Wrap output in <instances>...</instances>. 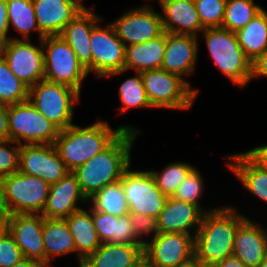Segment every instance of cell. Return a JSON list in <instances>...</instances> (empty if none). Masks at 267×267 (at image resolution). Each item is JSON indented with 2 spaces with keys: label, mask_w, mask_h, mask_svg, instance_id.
<instances>
[{
  "label": "cell",
  "mask_w": 267,
  "mask_h": 267,
  "mask_svg": "<svg viewBox=\"0 0 267 267\" xmlns=\"http://www.w3.org/2000/svg\"><path fill=\"white\" fill-rule=\"evenodd\" d=\"M157 3L163 11L160 15L164 32L198 37L204 30L194 1L159 0Z\"/></svg>",
  "instance_id": "obj_23"
},
{
  "label": "cell",
  "mask_w": 267,
  "mask_h": 267,
  "mask_svg": "<svg viewBox=\"0 0 267 267\" xmlns=\"http://www.w3.org/2000/svg\"><path fill=\"white\" fill-rule=\"evenodd\" d=\"M177 267H208L204 265L195 255L188 261L181 263Z\"/></svg>",
  "instance_id": "obj_49"
},
{
  "label": "cell",
  "mask_w": 267,
  "mask_h": 267,
  "mask_svg": "<svg viewBox=\"0 0 267 267\" xmlns=\"http://www.w3.org/2000/svg\"><path fill=\"white\" fill-rule=\"evenodd\" d=\"M165 47L166 32L145 43L126 46L125 70L110 73L106 77L120 75L130 70L142 72L145 70L161 69Z\"/></svg>",
  "instance_id": "obj_24"
},
{
  "label": "cell",
  "mask_w": 267,
  "mask_h": 267,
  "mask_svg": "<svg viewBox=\"0 0 267 267\" xmlns=\"http://www.w3.org/2000/svg\"><path fill=\"white\" fill-rule=\"evenodd\" d=\"M198 37L166 32L165 54L161 69L183 76H190L198 57Z\"/></svg>",
  "instance_id": "obj_20"
},
{
  "label": "cell",
  "mask_w": 267,
  "mask_h": 267,
  "mask_svg": "<svg viewBox=\"0 0 267 267\" xmlns=\"http://www.w3.org/2000/svg\"><path fill=\"white\" fill-rule=\"evenodd\" d=\"M90 43L92 72L98 78L125 70L126 46L117 36L111 22L105 27L98 23L91 31Z\"/></svg>",
  "instance_id": "obj_12"
},
{
  "label": "cell",
  "mask_w": 267,
  "mask_h": 267,
  "mask_svg": "<svg viewBox=\"0 0 267 267\" xmlns=\"http://www.w3.org/2000/svg\"><path fill=\"white\" fill-rule=\"evenodd\" d=\"M235 33L242 50L253 62L267 50V11L263 9Z\"/></svg>",
  "instance_id": "obj_30"
},
{
  "label": "cell",
  "mask_w": 267,
  "mask_h": 267,
  "mask_svg": "<svg viewBox=\"0 0 267 267\" xmlns=\"http://www.w3.org/2000/svg\"><path fill=\"white\" fill-rule=\"evenodd\" d=\"M10 267H43L38 262L28 259L22 258L19 262L13 264Z\"/></svg>",
  "instance_id": "obj_48"
},
{
  "label": "cell",
  "mask_w": 267,
  "mask_h": 267,
  "mask_svg": "<svg viewBox=\"0 0 267 267\" xmlns=\"http://www.w3.org/2000/svg\"><path fill=\"white\" fill-rule=\"evenodd\" d=\"M256 77H267V50L252 62L251 81Z\"/></svg>",
  "instance_id": "obj_44"
},
{
  "label": "cell",
  "mask_w": 267,
  "mask_h": 267,
  "mask_svg": "<svg viewBox=\"0 0 267 267\" xmlns=\"http://www.w3.org/2000/svg\"><path fill=\"white\" fill-rule=\"evenodd\" d=\"M38 28L44 36L60 35L86 6L78 0H32Z\"/></svg>",
  "instance_id": "obj_19"
},
{
  "label": "cell",
  "mask_w": 267,
  "mask_h": 267,
  "mask_svg": "<svg viewBox=\"0 0 267 267\" xmlns=\"http://www.w3.org/2000/svg\"><path fill=\"white\" fill-rule=\"evenodd\" d=\"M194 165L183 162H173L164 167L162 171L150 170L157 187L167 196L172 197L178 186L187 177Z\"/></svg>",
  "instance_id": "obj_36"
},
{
  "label": "cell",
  "mask_w": 267,
  "mask_h": 267,
  "mask_svg": "<svg viewBox=\"0 0 267 267\" xmlns=\"http://www.w3.org/2000/svg\"><path fill=\"white\" fill-rule=\"evenodd\" d=\"M10 140L24 144H54L60 129L47 120L29 100L8 105Z\"/></svg>",
  "instance_id": "obj_8"
},
{
  "label": "cell",
  "mask_w": 267,
  "mask_h": 267,
  "mask_svg": "<svg viewBox=\"0 0 267 267\" xmlns=\"http://www.w3.org/2000/svg\"><path fill=\"white\" fill-rule=\"evenodd\" d=\"M202 32L216 67L233 84L245 88L251 82L252 62L239 45L236 33L223 27L205 28Z\"/></svg>",
  "instance_id": "obj_4"
},
{
  "label": "cell",
  "mask_w": 267,
  "mask_h": 267,
  "mask_svg": "<svg viewBox=\"0 0 267 267\" xmlns=\"http://www.w3.org/2000/svg\"><path fill=\"white\" fill-rule=\"evenodd\" d=\"M9 145L11 146L8 148ZM19 155L20 145L18 143L11 140L0 142V179L18 171Z\"/></svg>",
  "instance_id": "obj_39"
},
{
  "label": "cell",
  "mask_w": 267,
  "mask_h": 267,
  "mask_svg": "<svg viewBox=\"0 0 267 267\" xmlns=\"http://www.w3.org/2000/svg\"><path fill=\"white\" fill-rule=\"evenodd\" d=\"M81 94L64 84L40 80L29 88L28 100L60 130L73 125L74 105L80 102Z\"/></svg>",
  "instance_id": "obj_6"
},
{
  "label": "cell",
  "mask_w": 267,
  "mask_h": 267,
  "mask_svg": "<svg viewBox=\"0 0 267 267\" xmlns=\"http://www.w3.org/2000/svg\"><path fill=\"white\" fill-rule=\"evenodd\" d=\"M6 2L9 30L13 27L24 40H31L32 31L38 34L39 40L45 37L38 28L32 0H6Z\"/></svg>",
  "instance_id": "obj_31"
},
{
  "label": "cell",
  "mask_w": 267,
  "mask_h": 267,
  "mask_svg": "<svg viewBox=\"0 0 267 267\" xmlns=\"http://www.w3.org/2000/svg\"><path fill=\"white\" fill-rule=\"evenodd\" d=\"M79 202L85 204L88 200L80 189L76 175L69 172L57 183L50 185L41 214L48 219H66L71 213L82 208L78 206Z\"/></svg>",
  "instance_id": "obj_18"
},
{
  "label": "cell",
  "mask_w": 267,
  "mask_h": 267,
  "mask_svg": "<svg viewBox=\"0 0 267 267\" xmlns=\"http://www.w3.org/2000/svg\"><path fill=\"white\" fill-rule=\"evenodd\" d=\"M214 267H247L237 256L231 255L217 263Z\"/></svg>",
  "instance_id": "obj_47"
},
{
  "label": "cell",
  "mask_w": 267,
  "mask_h": 267,
  "mask_svg": "<svg viewBox=\"0 0 267 267\" xmlns=\"http://www.w3.org/2000/svg\"><path fill=\"white\" fill-rule=\"evenodd\" d=\"M41 43L44 79L72 87L81 94V86L89 73L70 45L60 35L45 36Z\"/></svg>",
  "instance_id": "obj_7"
},
{
  "label": "cell",
  "mask_w": 267,
  "mask_h": 267,
  "mask_svg": "<svg viewBox=\"0 0 267 267\" xmlns=\"http://www.w3.org/2000/svg\"><path fill=\"white\" fill-rule=\"evenodd\" d=\"M65 220L73 236L78 265L81 267L83 261L102 245L94 226L92 207L89 211L81 208L71 213Z\"/></svg>",
  "instance_id": "obj_25"
},
{
  "label": "cell",
  "mask_w": 267,
  "mask_h": 267,
  "mask_svg": "<svg viewBox=\"0 0 267 267\" xmlns=\"http://www.w3.org/2000/svg\"><path fill=\"white\" fill-rule=\"evenodd\" d=\"M10 211L6 205V201L3 195L2 186L0 183V226L5 227L10 218Z\"/></svg>",
  "instance_id": "obj_46"
},
{
  "label": "cell",
  "mask_w": 267,
  "mask_h": 267,
  "mask_svg": "<svg viewBox=\"0 0 267 267\" xmlns=\"http://www.w3.org/2000/svg\"><path fill=\"white\" fill-rule=\"evenodd\" d=\"M10 140L8 128V105L0 104V142Z\"/></svg>",
  "instance_id": "obj_45"
},
{
  "label": "cell",
  "mask_w": 267,
  "mask_h": 267,
  "mask_svg": "<svg viewBox=\"0 0 267 267\" xmlns=\"http://www.w3.org/2000/svg\"><path fill=\"white\" fill-rule=\"evenodd\" d=\"M6 228L3 226H0V234L5 230Z\"/></svg>",
  "instance_id": "obj_52"
},
{
  "label": "cell",
  "mask_w": 267,
  "mask_h": 267,
  "mask_svg": "<svg viewBox=\"0 0 267 267\" xmlns=\"http://www.w3.org/2000/svg\"><path fill=\"white\" fill-rule=\"evenodd\" d=\"M130 167L121 177L129 213L158 218L168 197L157 187L149 170L132 171Z\"/></svg>",
  "instance_id": "obj_10"
},
{
  "label": "cell",
  "mask_w": 267,
  "mask_h": 267,
  "mask_svg": "<svg viewBox=\"0 0 267 267\" xmlns=\"http://www.w3.org/2000/svg\"><path fill=\"white\" fill-rule=\"evenodd\" d=\"M18 171L40 177L49 185L57 183L70 172L54 144L20 145Z\"/></svg>",
  "instance_id": "obj_15"
},
{
  "label": "cell",
  "mask_w": 267,
  "mask_h": 267,
  "mask_svg": "<svg viewBox=\"0 0 267 267\" xmlns=\"http://www.w3.org/2000/svg\"><path fill=\"white\" fill-rule=\"evenodd\" d=\"M6 205L11 214H41L50 185L42 178L17 171L0 179Z\"/></svg>",
  "instance_id": "obj_9"
},
{
  "label": "cell",
  "mask_w": 267,
  "mask_h": 267,
  "mask_svg": "<svg viewBox=\"0 0 267 267\" xmlns=\"http://www.w3.org/2000/svg\"><path fill=\"white\" fill-rule=\"evenodd\" d=\"M233 255L247 267H257L267 257V229L247 217L236 230Z\"/></svg>",
  "instance_id": "obj_22"
},
{
  "label": "cell",
  "mask_w": 267,
  "mask_h": 267,
  "mask_svg": "<svg viewBox=\"0 0 267 267\" xmlns=\"http://www.w3.org/2000/svg\"><path fill=\"white\" fill-rule=\"evenodd\" d=\"M135 74L120 84L118 92L122 105L118 109L119 114L130 108H153L148 100L140 72H135Z\"/></svg>",
  "instance_id": "obj_35"
},
{
  "label": "cell",
  "mask_w": 267,
  "mask_h": 267,
  "mask_svg": "<svg viewBox=\"0 0 267 267\" xmlns=\"http://www.w3.org/2000/svg\"><path fill=\"white\" fill-rule=\"evenodd\" d=\"M257 267H267V257Z\"/></svg>",
  "instance_id": "obj_51"
},
{
  "label": "cell",
  "mask_w": 267,
  "mask_h": 267,
  "mask_svg": "<svg viewBox=\"0 0 267 267\" xmlns=\"http://www.w3.org/2000/svg\"><path fill=\"white\" fill-rule=\"evenodd\" d=\"M123 130L134 131L140 135L142 133L131 125H121L113 129L107 121L98 120L86 127L73 124L60 130L54 145L61 160L69 171L73 172L104 150Z\"/></svg>",
  "instance_id": "obj_3"
},
{
  "label": "cell",
  "mask_w": 267,
  "mask_h": 267,
  "mask_svg": "<svg viewBox=\"0 0 267 267\" xmlns=\"http://www.w3.org/2000/svg\"><path fill=\"white\" fill-rule=\"evenodd\" d=\"M111 24L125 46L145 43L164 33L160 13L149 4L126 11Z\"/></svg>",
  "instance_id": "obj_13"
},
{
  "label": "cell",
  "mask_w": 267,
  "mask_h": 267,
  "mask_svg": "<svg viewBox=\"0 0 267 267\" xmlns=\"http://www.w3.org/2000/svg\"><path fill=\"white\" fill-rule=\"evenodd\" d=\"M94 210L116 217L129 214V205L124 195L121 179L106 185L88 199Z\"/></svg>",
  "instance_id": "obj_32"
},
{
  "label": "cell",
  "mask_w": 267,
  "mask_h": 267,
  "mask_svg": "<svg viewBox=\"0 0 267 267\" xmlns=\"http://www.w3.org/2000/svg\"><path fill=\"white\" fill-rule=\"evenodd\" d=\"M149 102L153 108L187 110L192 107L198 90L187 79L163 69L140 72Z\"/></svg>",
  "instance_id": "obj_5"
},
{
  "label": "cell",
  "mask_w": 267,
  "mask_h": 267,
  "mask_svg": "<svg viewBox=\"0 0 267 267\" xmlns=\"http://www.w3.org/2000/svg\"><path fill=\"white\" fill-rule=\"evenodd\" d=\"M143 244L103 243L81 267H134L143 258Z\"/></svg>",
  "instance_id": "obj_26"
},
{
  "label": "cell",
  "mask_w": 267,
  "mask_h": 267,
  "mask_svg": "<svg viewBox=\"0 0 267 267\" xmlns=\"http://www.w3.org/2000/svg\"><path fill=\"white\" fill-rule=\"evenodd\" d=\"M246 218L232 205L206 212L194 237L195 256L204 265L214 267L233 255L236 230Z\"/></svg>",
  "instance_id": "obj_2"
},
{
  "label": "cell",
  "mask_w": 267,
  "mask_h": 267,
  "mask_svg": "<svg viewBox=\"0 0 267 267\" xmlns=\"http://www.w3.org/2000/svg\"><path fill=\"white\" fill-rule=\"evenodd\" d=\"M134 267H150V264L143 258L139 263Z\"/></svg>",
  "instance_id": "obj_50"
},
{
  "label": "cell",
  "mask_w": 267,
  "mask_h": 267,
  "mask_svg": "<svg viewBox=\"0 0 267 267\" xmlns=\"http://www.w3.org/2000/svg\"><path fill=\"white\" fill-rule=\"evenodd\" d=\"M215 209L217 208L201 209L197 205L168 197L164 209L157 218L158 232L186 233L195 237L203 215Z\"/></svg>",
  "instance_id": "obj_17"
},
{
  "label": "cell",
  "mask_w": 267,
  "mask_h": 267,
  "mask_svg": "<svg viewBox=\"0 0 267 267\" xmlns=\"http://www.w3.org/2000/svg\"><path fill=\"white\" fill-rule=\"evenodd\" d=\"M226 163L245 189L267 204V170L260 168L244 152L224 156Z\"/></svg>",
  "instance_id": "obj_28"
},
{
  "label": "cell",
  "mask_w": 267,
  "mask_h": 267,
  "mask_svg": "<svg viewBox=\"0 0 267 267\" xmlns=\"http://www.w3.org/2000/svg\"><path fill=\"white\" fill-rule=\"evenodd\" d=\"M139 134L123 130L104 150L73 171L87 200L121 179L131 165V150Z\"/></svg>",
  "instance_id": "obj_1"
},
{
  "label": "cell",
  "mask_w": 267,
  "mask_h": 267,
  "mask_svg": "<svg viewBox=\"0 0 267 267\" xmlns=\"http://www.w3.org/2000/svg\"><path fill=\"white\" fill-rule=\"evenodd\" d=\"M255 0H227L222 27L232 32L242 29L264 8Z\"/></svg>",
  "instance_id": "obj_33"
},
{
  "label": "cell",
  "mask_w": 267,
  "mask_h": 267,
  "mask_svg": "<svg viewBox=\"0 0 267 267\" xmlns=\"http://www.w3.org/2000/svg\"><path fill=\"white\" fill-rule=\"evenodd\" d=\"M203 190L204 181L201 177L200 170L194 167L178 186V189L172 197L177 200L197 205L202 209L199 199L202 196Z\"/></svg>",
  "instance_id": "obj_37"
},
{
  "label": "cell",
  "mask_w": 267,
  "mask_h": 267,
  "mask_svg": "<svg viewBox=\"0 0 267 267\" xmlns=\"http://www.w3.org/2000/svg\"><path fill=\"white\" fill-rule=\"evenodd\" d=\"M260 168L267 170V144L244 152Z\"/></svg>",
  "instance_id": "obj_43"
},
{
  "label": "cell",
  "mask_w": 267,
  "mask_h": 267,
  "mask_svg": "<svg viewBox=\"0 0 267 267\" xmlns=\"http://www.w3.org/2000/svg\"><path fill=\"white\" fill-rule=\"evenodd\" d=\"M43 220L42 214H11L5 228L14 238L24 258L34 260L46 267Z\"/></svg>",
  "instance_id": "obj_16"
},
{
  "label": "cell",
  "mask_w": 267,
  "mask_h": 267,
  "mask_svg": "<svg viewBox=\"0 0 267 267\" xmlns=\"http://www.w3.org/2000/svg\"><path fill=\"white\" fill-rule=\"evenodd\" d=\"M42 234L46 267L51 266L52 257L73 252L76 255L74 239L65 219L44 218Z\"/></svg>",
  "instance_id": "obj_29"
},
{
  "label": "cell",
  "mask_w": 267,
  "mask_h": 267,
  "mask_svg": "<svg viewBox=\"0 0 267 267\" xmlns=\"http://www.w3.org/2000/svg\"><path fill=\"white\" fill-rule=\"evenodd\" d=\"M227 0H196L194 1L202 27H222Z\"/></svg>",
  "instance_id": "obj_38"
},
{
  "label": "cell",
  "mask_w": 267,
  "mask_h": 267,
  "mask_svg": "<svg viewBox=\"0 0 267 267\" xmlns=\"http://www.w3.org/2000/svg\"><path fill=\"white\" fill-rule=\"evenodd\" d=\"M9 23L6 0H0V44L8 41L9 39H20L8 36Z\"/></svg>",
  "instance_id": "obj_42"
},
{
  "label": "cell",
  "mask_w": 267,
  "mask_h": 267,
  "mask_svg": "<svg viewBox=\"0 0 267 267\" xmlns=\"http://www.w3.org/2000/svg\"><path fill=\"white\" fill-rule=\"evenodd\" d=\"M22 258L24 257L19 246L9 231L5 229L0 234V267H10Z\"/></svg>",
  "instance_id": "obj_40"
},
{
  "label": "cell",
  "mask_w": 267,
  "mask_h": 267,
  "mask_svg": "<svg viewBox=\"0 0 267 267\" xmlns=\"http://www.w3.org/2000/svg\"><path fill=\"white\" fill-rule=\"evenodd\" d=\"M194 255V237L186 233L158 232L143 247L144 259L154 267H177Z\"/></svg>",
  "instance_id": "obj_14"
},
{
  "label": "cell",
  "mask_w": 267,
  "mask_h": 267,
  "mask_svg": "<svg viewBox=\"0 0 267 267\" xmlns=\"http://www.w3.org/2000/svg\"><path fill=\"white\" fill-rule=\"evenodd\" d=\"M130 215L134 234L143 245L146 241L142 237L147 239V236H151L152 238L158 233L157 218L140 213H130Z\"/></svg>",
  "instance_id": "obj_41"
},
{
  "label": "cell",
  "mask_w": 267,
  "mask_h": 267,
  "mask_svg": "<svg viewBox=\"0 0 267 267\" xmlns=\"http://www.w3.org/2000/svg\"><path fill=\"white\" fill-rule=\"evenodd\" d=\"M78 1L84 5V3H83L84 0H78Z\"/></svg>",
  "instance_id": "obj_53"
},
{
  "label": "cell",
  "mask_w": 267,
  "mask_h": 267,
  "mask_svg": "<svg viewBox=\"0 0 267 267\" xmlns=\"http://www.w3.org/2000/svg\"><path fill=\"white\" fill-rule=\"evenodd\" d=\"M92 217L102 244H142L134 234L130 213L116 217L92 208Z\"/></svg>",
  "instance_id": "obj_27"
},
{
  "label": "cell",
  "mask_w": 267,
  "mask_h": 267,
  "mask_svg": "<svg viewBox=\"0 0 267 267\" xmlns=\"http://www.w3.org/2000/svg\"><path fill=\"white\" fill-rule=\"evenodd\" d=\"M29 88L10 70L0 54V104L12 105L28 100Z\"/></svg>",
  "instance_id": "obj_34"
},
{
  "label": "cell",
  "mask_w": 267,
  "mask_h": 267,
  "mask_svg": "<svg viewBox=\"0 0 267 267\" xmlns=\"http://www.w3.org/2000/svg\"><path fill=\"white\" fill-rule=\"evenodd\" d=\"M39 46L30 40L9 39L0 44V54L12 73L28 88L44 79V57L41 40Z\"/></svg>",
  "instance_id": "obj_11"
},
{
  "label": "cell",
  "mask_w": 267,
  "mask_h": 267,
  "mask_svg": "<svg viewBox=\"0 0 267 267\" xmlns=\"http://www.w3.org/2000/svg\"><path fill=\"white\" fill-rule=\"evenodd\" d=\"M93 9V6L85 7L60 33L89 74L92 72L91 31L103 19Z\"/></svg>",
  "instance_id": "obj_21"
}]
</instances>
